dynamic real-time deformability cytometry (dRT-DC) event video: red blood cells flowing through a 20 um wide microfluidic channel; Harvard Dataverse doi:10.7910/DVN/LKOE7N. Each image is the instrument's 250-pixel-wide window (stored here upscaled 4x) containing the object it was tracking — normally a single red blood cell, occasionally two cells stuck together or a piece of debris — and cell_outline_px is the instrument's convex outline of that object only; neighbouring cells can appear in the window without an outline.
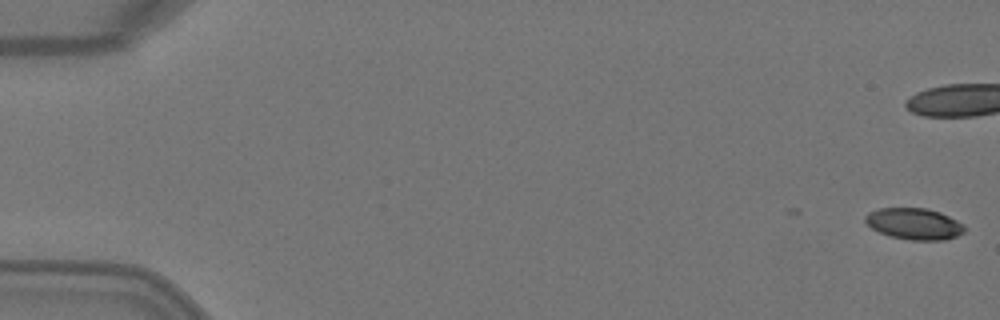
{"species": "Egyptian fruit bat (a non-hibernating species)", "species_latin": "Rousettus aegyptiacus", "temperature_condition": "warm", "stored_images_in_passage": 6, "camera_frame_rate_fps": 3000, "um_per_image_px": 0.085, "animal": {"sex": "female"}, "frame": {"image": 1, "passage_image": 1, "time_ms": 0.0, "image_size_px": [1000, 320], "cell_outline_px": [[964, 232], [956, 236], [944, 240], [908, 240], [888, 236], [872, 228], [864, 220], [864, 216], [868, 212], [880, 208], [928, 208], [940, 212], [964, 224]], "centroid_in_image_um": [77.69, 19.02], "position_along_channel_um": 7.3, "area_um2": 18.21}}